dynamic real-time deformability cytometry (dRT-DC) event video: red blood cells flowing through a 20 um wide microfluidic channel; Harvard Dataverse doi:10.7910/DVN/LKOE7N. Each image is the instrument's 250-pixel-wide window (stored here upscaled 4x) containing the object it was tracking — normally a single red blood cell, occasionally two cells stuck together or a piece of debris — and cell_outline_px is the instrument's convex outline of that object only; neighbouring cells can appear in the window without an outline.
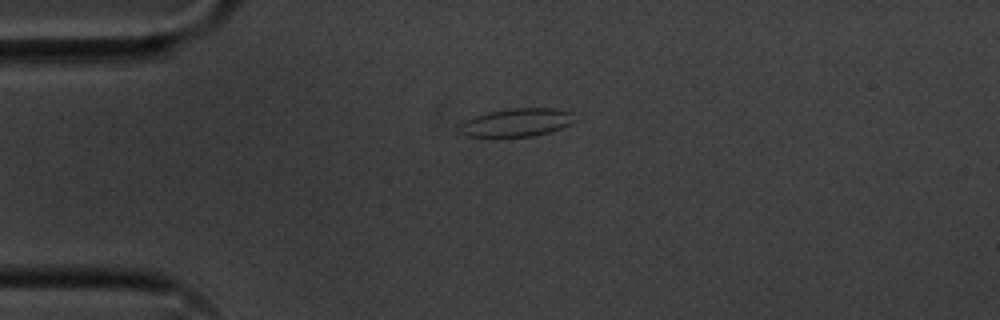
{"species": "common noctule bat (a hibernating species)", "species_latin": "Nyctalus noctula", "temperature_condition": "cold", "stored_images_in_passage": 43, "camera_frame_rate_fps": 3000, "um_per_image_px": 0.085, "animal": {"sex": "male", "body_mass_g": 20.1, "forearm_length_mm": 53.5}, "frame": {"image": 1, "passage_image": 1, "time_ms": 0.0, "image_size_px": [1000, 320], "cell_outline_px": [[576, 120], [572, 124], [548, 132], [532, 136], [468, 136], [460, 132], [460, 124], [476, 116], [488, 112], [508, 108], [556, 108], [572, 112]], "centroid_in_image_um": [43.98, 10.39], "position_along_channel_um": 41.0, "area_um2": 18.67}}
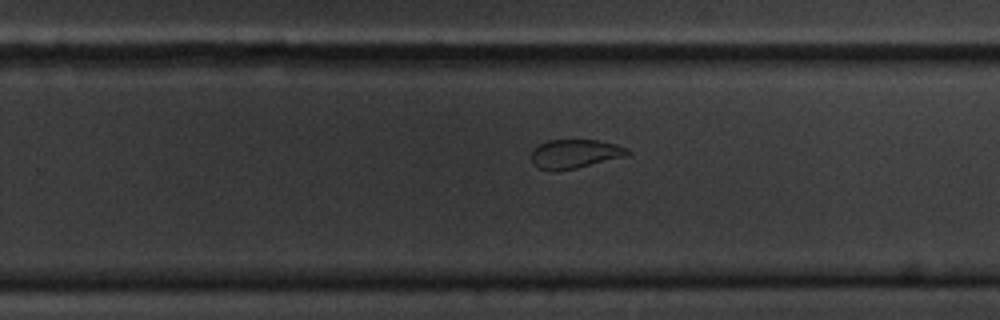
{"frame": {"image": 2, "passage_image": 23, "time_ms": 7.333, "image_size_px": [1000, 320], "cell_outline_px": [[632, 152], [628, 156], [576, 168], [540, 168], [532, 164], [532, 152], [540, 144], [548, 140], [596, 140], [616, 144], [628, 148]], "centroid_in_image_um": [48.96, 13.04], "position_along_channel_um": 280.8, "area_um2": 15.78}}
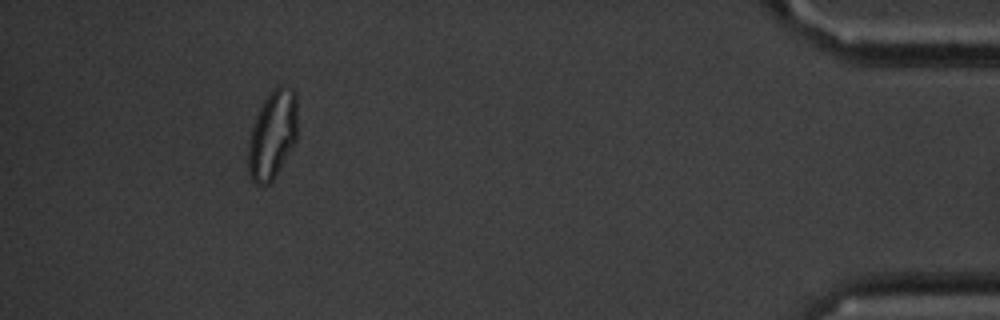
{"frame": {"image": 3, "passage_image": 39, "time_ms": 12.667, "image_size_px": [1000, 320], "cell_outline_px": [[296, 140], [276, 176], [264, 188], [256, 184], [252, 180], [248, 172], [248, 152], [252, 128], [256, 116], [264, 100], [272, 88], [280, 84], [284, 84], [292, 88], [296, 92]], "centroid_in_image_um": [23.16, 11.45], "position_along_channel_um": 412.0, "area_um2": 25.49}, "authors_computed_cell_mechanics": {"area_um2": 17.7446, "velocity_mm_per_s": 3.5924, "shape_relaxation_time_tau1_ms": 4.267, "shape_relaxation_time_tau2_ms": 1.8522, "deformation_change_tau1": 0.1194, "deformation_change_tau2": 0.0714}}